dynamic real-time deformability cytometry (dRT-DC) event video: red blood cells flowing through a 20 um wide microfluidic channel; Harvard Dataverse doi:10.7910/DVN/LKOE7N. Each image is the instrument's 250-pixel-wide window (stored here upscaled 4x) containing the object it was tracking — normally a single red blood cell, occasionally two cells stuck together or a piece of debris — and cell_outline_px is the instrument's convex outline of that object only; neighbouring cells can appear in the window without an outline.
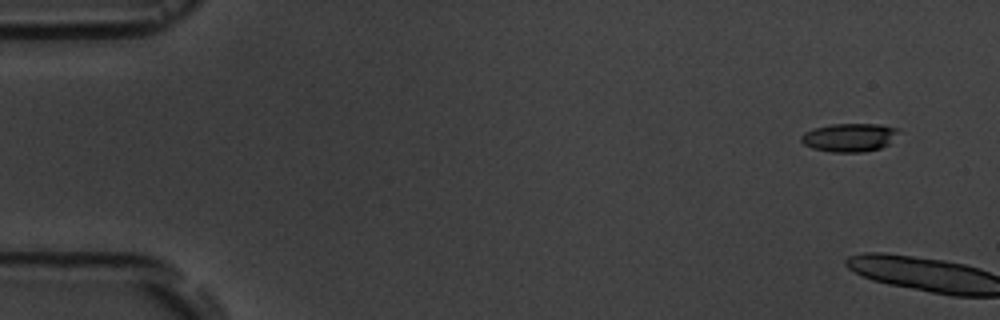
{"species": "common noctule bat (a hibernating species)", "species_latin": "Nyctalus noctula", "temperature_condition": "room temperature", "stored_images_in_passage": 2, "camera_frame_rate_fps": 3000, "um_per_image_px": 0.085, "animal": {"sex": "male", "body_mass_g": 19.5, "forearm_length_mm": 54.6}, "frame": {"image": 1, "passage_image": 1, "time_ms": 0.0, "image_size_px": [1000, 320], "cell_outline_px": [[900, 128], [888, 144], [880, 148], [864, 152], [832, 152], [812, 148], [804, 144], [800, 140], [800, 136], [804, 132], [812, 128], [832, 124], [880, 124]], "centroid_in_image_um": [72.16, 11.67], "position_along_channel_um": 12.8, "area_um2": 16.13}}